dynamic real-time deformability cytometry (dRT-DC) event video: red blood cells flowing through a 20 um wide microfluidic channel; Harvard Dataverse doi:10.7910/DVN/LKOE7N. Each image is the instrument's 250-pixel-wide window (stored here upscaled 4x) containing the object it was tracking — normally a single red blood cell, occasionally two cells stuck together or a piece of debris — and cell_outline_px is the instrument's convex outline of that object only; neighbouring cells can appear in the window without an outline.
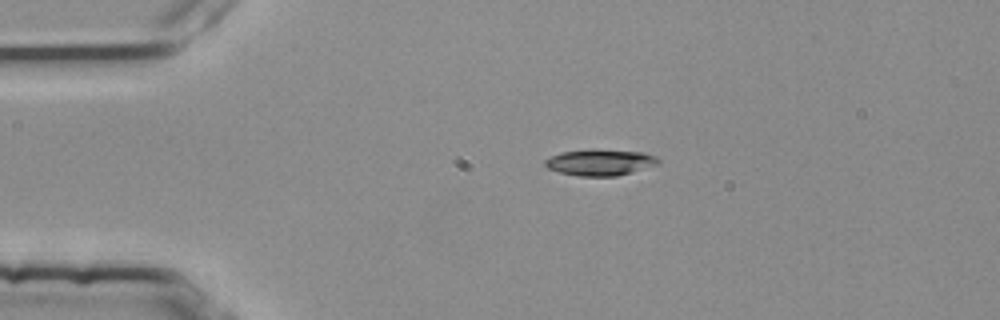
{"species": "common noctule bat (a hibernating species)", "species_latin": "Nyctalus noctula", "temperature_condition": "room temperature", "stored_images_in_passage": 2, "camera_frame_rate_fps": 3000, "um_per_image_px": 0.085, "animal": {"sex": "female", "body_mass_g": 25.1}, "frame": {"image": 1, "passage_image": 1, "time_ms": 0.0, "image_size_px": [1000, 320], "cell_outline_px": [[660, 164], [632, 172], [616, 176], [576, 176], [560, 172], [548, 168], [544, 164], [544, 160], [560, 152], [588, 148], [600, 148], [644, 152], [656, 156], [660, 160]], "centroid_in_image_um": [51.03, 13.77], "position_along_channel_um": 34.0, "area_um2": 17.8}}